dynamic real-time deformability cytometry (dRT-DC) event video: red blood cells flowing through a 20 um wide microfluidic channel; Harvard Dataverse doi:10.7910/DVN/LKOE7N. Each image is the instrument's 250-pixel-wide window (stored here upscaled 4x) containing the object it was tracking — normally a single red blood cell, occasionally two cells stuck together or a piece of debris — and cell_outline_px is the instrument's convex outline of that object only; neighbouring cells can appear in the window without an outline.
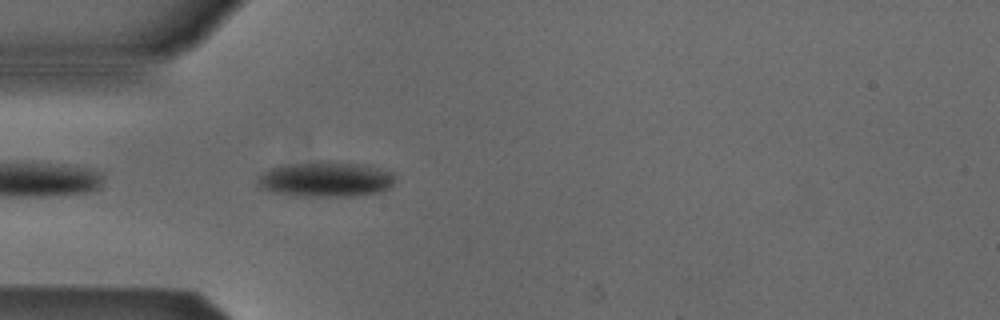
{"species": "Egyptian fruit bat (a non-hibernating species)", "species_latin": "Rousettus aegyptiacus", "temperature_condition": "cold", "stored_images_in_passage": 39, "camera_frame_rate_fps": 3000, "um_per_image_px": 0.085, "animal": {"sex": "male"}, "frame": {"image": 1, "passage_image": 2, "time_ms": 0.333, "image_size_px": [1000, 320], "cell_outline_px": [[396, 172], [392, 184], [388, 188], [380, 192], [352, 196], [292, 196], [260, 188], [260, 176], [272, 168], [288, 164], [320, 160], [328, 160], [364, 164]], "centroid_in_image_um": [27.77, 15.22], "position_along_channel_um": 57.2, "area_um2": 28.32}}
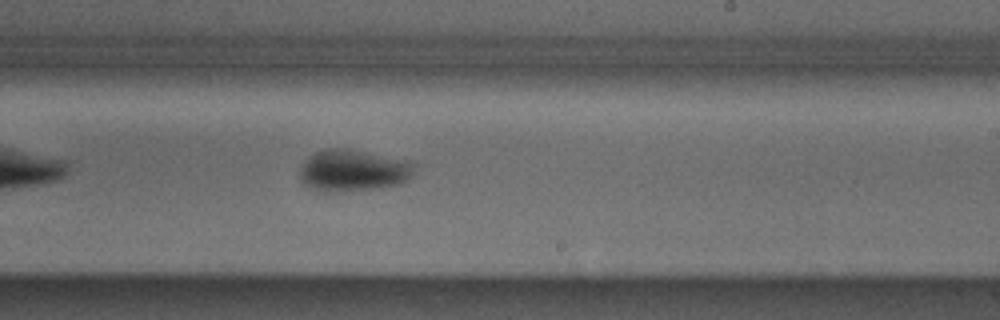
{"frame": {"image": 2, "passage_image": 18, "time_ms": 5.667, "image_size_px": [1000, 320], "cell_outline_px": [[416, 164], [408, 180], [400, 184], [372, 188], [332, 192], [324, 192], [312, 188], [304, 184], [300, 176], [300, 168], [304, 160], [308, 156], [324, 148], [352, 148], [412, 160]], "centroid_in_image_um": [30.04, 14.45], "position_along_channel_um": 259.0, "area_um2": 28.26}}
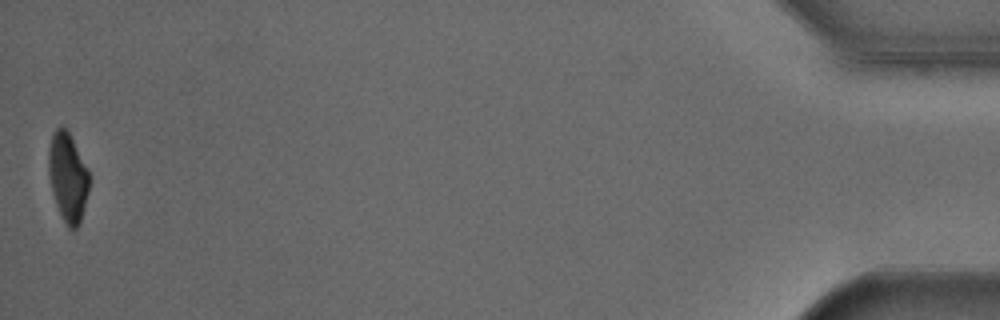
{"frame": {"image": 3, "passage_image": 39, "time_ms": 12.667, "image_size_px": [1000, 320], "cell_outline_px": [[88, 192], [80, 220], [76, 228], [68, 228], [56, 204], [52, 192], [48, 172], [48, 152], [52, 136], [56, 128], [60, 124], [68, 128], [88, 172]], "centroid_in_image_um": [5.73, 14.99], "position_along_channel_um": 429.5, "area_um2": 20.69}, "authors_computed_cell_mechanics": {"area_um2": 26.9348, "velocity_mm_per_s": 3.8688, "shape_relaxation_time_tau1_ms": 2.3463, "shape_relaxation_time_tau2_ms": null, "deformation_change_tau1": 0.1111, "deformation_change_tau2": null}}